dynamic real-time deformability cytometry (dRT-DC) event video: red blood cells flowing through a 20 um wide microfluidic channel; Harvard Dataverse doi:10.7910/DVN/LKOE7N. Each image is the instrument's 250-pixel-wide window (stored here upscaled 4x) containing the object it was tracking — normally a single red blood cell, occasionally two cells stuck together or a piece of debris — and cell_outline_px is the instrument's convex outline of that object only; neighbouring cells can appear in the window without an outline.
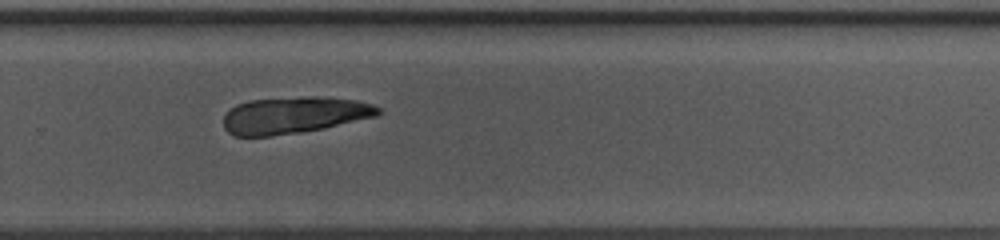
{"species": "common noctule bat (a hibernating species)", "species_latin": "Nyctalus noctula", "temperature_condition": "warm", "stored_images_in_passage": 36, "camera_frame_rate_fps": 3000, "um_per_image_px": 0.085, "animal": {"sex": "female", "body_mass_g": 10.0, "forearm_length_mm": 53.1}, "frame": {"image": 1, "passage_image": 21, "time_ms": 6.667, "image_size_px": [1000, 240], "cell_outline_px": [[380, 112], [376, 116], [324, 128], [300, 132], [268, 136], [236, 136], [228, 132], [224, 128], [224, 112], [236, 104], [248, 100], [308, 96], [320, 96], [356, 100], [372, 104], [380, 108]], "centroid_in_image_um": [24.96, 9.77], "position_along_channel_um": 304.8, "area_um2": 33.18}}
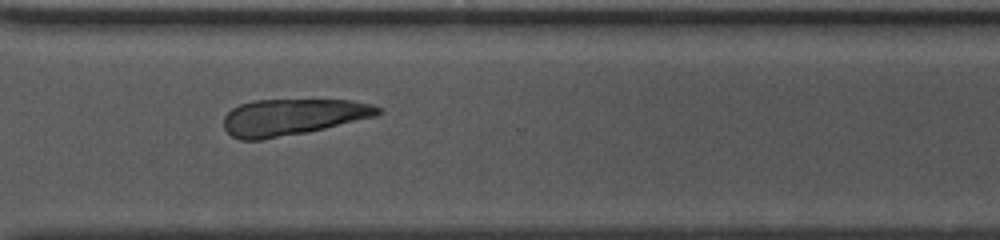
{"frame": {"image": 2, "passage_image": 24, "time_ms": 7.667, "image_size_px": [1000, 240], "cell_outline_px": [[384, 112], [376, 116], [308, 132], [260, 140], [240, 140], [232, 136], [224, 128], [224, 116], [232, 108], [240, 104], [252, 100], [352, 100], [372, 104], [380, 108]], "centroid_in_image_um": [24.87, 9.94], "position_along_channel_um": 345.7, "area_um2": 32.77}}